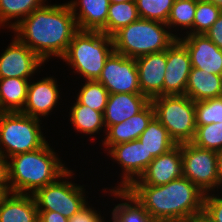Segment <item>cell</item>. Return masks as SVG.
<instances>
[{
	"instance_id": "6",
	"label": "cell",
	"mask_w": 222,
	"mask_h": 222,
	"mask_svg": "<svg viewBox=\"0 0 222 222\" xmlns=\"http://www.w3.org/2000/svg\"><path fill=\"white\" fill-rule=\"evenodd\" d=\"M41 123L21 112H0V154L8 159L43 147L48 141Z\"/></svg>"
},
{
	"instance_id": "26",
	"label": "cell",
	"mask_w": 222,
	"mask_h": 222,
	"mask_svg": "<svg viewBox=\"0 0 222 222\" xmlns=\"http://www.w3.org/2000/svg\"><path fill=\"white\" fill-rule=\"evenodd\" d=\"M138 140L144 144L147 156L154 158L169 152L177 145L156 117L150 121Z\"/></svg>"
},
{
	"instance_id": "11",
	"label": "cell",
	"mask_w": 222,
	"mask_h": 222,
	"mask_svg": "<svg viewBox=\"0 0 222 222\" xmlns=\"http://www.w3.org/2000/svg\"><path fill=\"white\" fill-rule=\"evenodd\" d=\"M111 157L122 168L121 182L113 189L126 190L135 180L145 172L153 156H147V150L138 139L112 146L107 151Z\"/></svg>"
},
{
	"instance_id": "25",
	"label": "cell",
	"mask_w": 222,
	"mask_h": 222,
	"mask_svg": "<svg viewBox=\"0 0 222 222\" xmlns=\"http://www.w3.org/2000/svg\"><path fill=\"white\" fill-rule=\"evenodd\" d=\"M69 120L74 127V130L81 134L91 136L100 134V130L106 133L104 125L103 113L97 110H93L88 106L82 105L77 101L74 102L73 106L69 107ZM103 128V129H102Z\"/></svg>"
},
{
	"instance_id": "8",
	"label": "cell",
	"mask_w": 222,
	"mask_h": 222,
	"mask_svg": "<svg viewBox=\"0 0 222 222\" xmlns=\"http://www.w3.org/2000/svg\"><path fill=\"white\" fill-rule=\"evenodd\" d=\"M73 176L74 171L68 169L55 182L38 189L32 195L38 211L58 212L67 219L79 211L88 200L85 196V185L69 181Z\"/></svg>"
},
{
	"instance_id": "42",
	"label": "cell",
	"mask_w": 222,
	"mask_h": 222,
	"mask_svg": "<svg viewBox=\"0 0 222 222\" xmlns=\"http://www.w3.org/2000/svg\"><path fill=\"white\" fill-rule=\"evenodd\" d=\"M212 2L213 4L217 5L219 8L222 9V0H206Z\"/></svg>"
},
{
	"instance_id": "32",
	"label": "cell",
	"mask_w": 222,
	"mask_h": 222,
	"mask_svg": "<svg viewBox=\"0 0 222 222\" xmlns=\"http://www.w3.org/2000/svg\"><path fill=\"white\" fill-rule=\"evenodd\" d=\"M140 18L166 23L174 0H135Z\"/></svg>"
},
{
	"instance_id": "41",
	"label": "cell",
	"mask_w": 222,
	"mask_h": 222,
	"mask_svg": "<svg viewBox=\"0 0 222 222\" xmlns=\"http://www.w3.org/2000/svg\"><path fill=\"white\" fill-rule=\"evenodd\" d=\"M193 222H211L209 221L203 214L197 216L194 220H192Z\"/></svg>"
},
{
	"instance_id": "36",
	"label": "cell",
	"mask_w": 222,
	"mask_h": 222,
	"mask_svg": "<svg viewBox=\"0 0 222 222\" xmlns=\"http://www.w3.org/2000/svg\"><path fill=\"white\" fill-rule=\"evenodd\" d=\"M68 222H105L104 216H101L100 211L97 212L94 207L89 206L88 201L77 211ZM108 222V221H107Z\"/></svg>"
},
{
	"instance_id": "7",
	"label": "cell",
	"mask_w": 222,
	"mask_h": 222,
	"mask_svg": "<svg viewBox=\"0 0 222 222\" xmlns=\"http://www.w3.org/2000/svg\"><path fill=\"white\" fill-rule=\"evenodd\" d=\"M155 117L179 145L193 141L196 133L195 101L187 95H162L151 100Z\"/></svg>"
},
{
	"instance_id": "14",
	"label": "cell",
	"mask_w": 222,
	"mask_h": 222,
	"mask_svg": "<svg viewBox=\"0 0 222 222\" xmlns=\"http://www.w3.org/2000/svg\"><path fill=\"white\" fill-rule=\"evenodd\" d=\"M58 86L54 76H46L37 82L30 80L26 102L21 113L38 119L47 118L61 98L59 94L62 92Z\"/></svg>"
},
{
	"instance_id": "35",
	"label": "cell",
	"mask_w": 222,
	"mask_h": 222,
	"mask_svg": "<svg viewBox=\"0 0 222 222\" xmlns=\"http://www.w3.org/2000/svg\"><path fill=\"white\" fill-rule=\"evenodd\" d=\"M220 194L222 195V190L219 195L211 192L205 194L204 197L203 215L211 222H222V196Z\"/></svg>"
},
{
	"instance_id": "24",
	"label": "cell",
	"mask_w": 222,
	"mask_h": 222,
	"mask_svg": "<svg viewBox=\"0 0 222 222\" xmlns=\"http://www.w3.org/2000/svg\"><path fill=\"white\" fill-rule=\"evenodd\" d=\"M109 194L116 199H121L122 203H118L111 210L110 222H151L148 213L127 191L121 189H109Z\"/></svg>"
},
{
	"instance_id": "31",
	"label": "cell",
	"mask_w": 222,
	"mask_h": 222,
	"mask_svg": "<svg viewBox=\"0 0 222 222\" xmlns=\"http://www.w3.org/2000/svg\"><path fill=\"white\" fill-rule=\"evenodd\" d=\"M195 146L203 149L222 150V122L211 123L204 126H196V133L193 141Z\"/></svg>"
},
{
	"instance_id": "38",
	"label": "cell",
	"mask_w": 222,
	"mask_h": 222,
	"mask_svg": "<svg viewBox=\"0 0 222 222\" xmlns=\"http://www.w3.org/2000/svg\"><path fill=\"white\" fill-rule=\"evenodd\" d=\"M204 35L222 50V13Z\"/></svg>"
},
{
	"instance_id": "20",
	"label": "cell",
	"mask_w": 222,
	"mask_h": 222,
	"mask_svg": "<svg viewBox=\"0 0 222 222\" xmlns=\"http://www.w3.org/2000/svg\"><path fill=\"white\" fill-rule=\"evenodd\" d=\"M68 5L75 17L78 30L100 31L105 34L109 0H71L68 1Z\"/></svg>"
},
{
	"instance_id": "4",
	"label": "cell",
	"mask_w": 222,
	"mask_h": 222,
	"mask_svg": "<svg viewBox=\"0 0 222 222\" xmlns=\"http://www.w3.org/2000/svg\"><path fill=\"white\" fill-rule=\"evenodd\" d=\"M179 35L171 33L166 23L139 18L117 31L112 40L115 52L136 59L166 50Z\"/></svg>"
},
{
	"instance_id": "33",
	"label": "cell",
	"mask_w": 222,
	"mask_h": 222,
	"mask_svg": "<svg viewBox=\"0 0 222 222\" xmlns=\"http://www.w3.org/2000/svg\"><path fill=\"white\" fill-rule=\"evenodd\" d=\"M222 13V9L212 2L197 0L195 18L193 21V34H205Z\"/></svg>"
},
{
	"instance_id": "13",
	"label": "cell",
	"mask_w": 222,
	"mask_h": 222,
	"mask_svg": "<svg viewBox=\"0 0 222 222\" xmlns=\"http://www.w3.org/2000/svg\"><path fill=\"white\" fill-rule=\"evenodd\" d=\"M191 68L187 48L176 39L166 49V72L163 82V95H185Z\"/></svg>"
},
{
	"instance_id": "16",
	"label": "cell",
	"mask_w": 222,
	"mask_h": 222,
	"mask_svg": "<svg viewBox=\"0 0 222 222\" xmlns=\"http://www.w3.org/2000/svg\"><path fill=\"white\" fill-rule=\"evenodd\" d=\"M182 176L181 144H179L169 152L155 157L140 178L131 185L160 186Z\"/></svg>"
},
{
	"instance_id": "10",
	"label": "cell",
	"mask_w": 222,
	"mask_h": 222,
	"mask_svg": "<svg viewBox=\"0 0 222 222\" xmlns=\"http://www.w3.org/2000/svg\"><path fill=\"white\" fill-rule=\"evenodd\" d=\"M109 92L141 93L135 58H129L113 51L106 59L97 79Z\"/></svg>"
},
{
	"instance_id": "5",
	"label": "cell",
	"mask_w": 222,
	"mask_h": 222,
	"mask_svg": "<svg viewBox=\"0 0 222 222\" xmlns=\"http://www.w3.org/2000/svg\"><path fill=\"white\" fill-rule=\"evenodd\" d=\"M113 51L111 36L100 31L78 30L61 59L84 80H97Z\"/></svg>"
},
{
	"instance_id": "17",
	"label": "cell",
	"mask_w": 222,
	"mask_h": 222,
	"mask_svg": "<svg viewBox=\"0 0 222 222\" xmlns=\"http://www.w3.org/2000/svg\"><path fill=\"white\" fill-rule=\"evenodd\" d=\"M135 61L141 94L150 101L162 96L166 72V50L138 57Z\"/></svg>"
},
{
	"instance_id": "27",
	"label": "cell",
	"mask_w": 222,
	"mask_h": 222,
	"mask_svg": "<svg viewBox=\"0 0 222 222\" xmlns=\"http://www.w3.org/2000/svg\"><path fill=\"white\" fill-rule=\"evenodd\" d=\"M45 2L47 0H0V27L11 30Z\"/></svg>"
},
{
	"instance_id": "9",
	"label": "cell",
	"mask_w": 222,
	"mask_h": 222,
	"mask_svg": "<svg viewBox=\"0 0 222 222\" xmlns=\"http://www.w3.org/2000/svg\"><path fill=\"white\" fill-rule=\"evenodd\" d=\"M183 177L188 178L204 194L218 191L217 152L181 144Z\"/></svg>"
},
{
	"instance_id": "34",
	"label": "cell",
	"mask_w": 222,
	"mask_h": 222,
	"mask_svg": "<svg viewBox=\"0 0 222 222\" xmlns=\"http://www.w3.org/2000/svg\"><path fill=\"white\" fill-rule=\"evenodd\" d=\"M196 126L222 122V96L195 101Z\"/></svg>"
},
{
	"instance_id": "15",
	"label": "cell",
	"mask_w": 222,
	"mask_h": 222,
	"mask_svg": "<svg viewBox=\"0 0 222 222\" xmlns=\"http://www.w3.org/2000/svg\"><path fill=\"white\" fill-rule=\"evenodd\" d=\"M178 40L187 48L191 67L222 76V50L204 34H186Z\"/></svg>"
},
{
	"instance_id": "29",
	"label": "cell",
	"mask_w": 222,
	"mask_h": 222,
	"mask_svg": "<svg viewBox=\"0 0 222 222\" xmlns=\"http://www.w3.org/2000/svg\"><path fill=\"white\" fill-rule=\"evenodd\" d=\"M197 0H174L173 6L166 22L170 32H176L179 27L181 30H186L187 34H193V21L195 18V10ZM174 30H172V29Z\"/></svg>"
},
{
	"instance_id": "40",
	"label": "cell",
	"mask_w": 222,
	"mask_h": 222,
	"mask_svg": "<svg viewBox=\"0 0 222 222\" xmlns=\"http://www.w3.org/2000/svg\"><path fill=\"white\" fill-rule=\"evenodd\" d=\"M218 189L222 187V150L217 152Z\"/></svg>"
},
{
	"instance_id": "19",
	"label": "cell",
	"mask_w": 222,
	"mask_h": 222,
	"mask_svg": "<svg viewBox=\"0 0 222 222\" xmlns=\"http://www.w3.org/2000/svg\"><path fill=\"white\" fill-rule=\"evenodd\" d=\"M151 101L141 93L109 94L103 113L106 130L141 112Z\"/></svg>"
},
{
	"instance_id": "39",
	"label": "cell",
	"mask_w": 222,
	"mask_h": 222,
	"mask_svg": "<svg viewBox=\"0 0 222 222\" xmlns=\"http://www.w3.org/2000/svg\"><path fill=\"white\" fill-rule=\"evenodd\" d=\"M39 222H68V219L58 212L38 211Z\"/></svg>"
},
{
	"instance_id": "43",
	"label": "cell",
	"mask_w": 222,
	"mask_h": 222,
	"mask_svg": "<svg viewBox=\"0 0 222 222\" xmlns=\"http://www.w3.org/2000/svg\"><path fill=\"white\" fill-rule=\"evenodd\" d=\"M110 3H119V2H126V1H135V0H109Z\"/></svg>"
},
{
	"instance_id": "12",
	"label": "cell",
	"mask_w": 222,
	"mask_h": 222,
	"mask_svg": "<svg viewBox=\"0 0 222 222\" xmlns=\"http://www.w3.org/2000/svg\"><path fill=\"white\" fill-rule=\"evenodd\" d=\"M11 41L0 55V78L32 80L45 62L15 36Z\"/></svg>"
},
{
	"instance_id": "28",
	"label": "cell",
	"mask_w": 222,
	"mask_h": 222,
	"mask_svg": "<svg viewBox=\"0 0 222 222\" xmlns=\"http://www.w3.org/2000/svg\"><path fill=\"white\" fill-rule=\"evenodd\" d=\"M140 18L135 1L110 3L105 34L113 36L121 28Z\"/></svg>"
},
{
	"instance_id": "22",
	"label": "cell",
	"mask_w": 222,
	"mask_h": 222,
	"mask_svg": "<svg viewBox=\"0 0 222 222\" xmlns=\"http://www.w3.org/2000/svg\"><path fill=\"white\" fill-rule=\"evenodd\" d=\"M185 95L193 101H202L222 96V76L192 67Z\"/></svg>"
},
{
	"instance_id": "30",
	"label": "cell",
	"mask_w": 222,
	"mask_h": 222,
	"mask_svg": "<svg viewBox=\"0 0 222 222\" xmlns=\"http://www.w3.org/2000/svg\"><path fill=\"white\" fill-rule=\"evenodd\" d=\"M82 84L75 100L93 110L104 113L109 92L97 80H85Z\"/></svg>"
},
{
	"instance_id": "23",
	"label": "cell",
	"mask_w": 222,
	"mask_h": 222,
	"mask_svg": "<svg viewBox=\"0 0 222 222\" xmlns=\"http://www.w3.org/2000/svg\"><path fill=\"white\" fill-rule=\"evenodd\" d=\"M30 80L0 78V112H21L24 108Z\"/></svg>"
},
{
	"instance_id": "2",
	"label": "cell",
	"mask_w": 222,
	"mask_h": 222,
	"mask_svg": "<svg viewBox=\"0 0 222 222\" xmlns=\"http://www.w3.org/2000/svg\"><path fill=\"white\" fill-rule=\"evenodd\" d=\"M126 190L153 222H187L203 214L205 194L183 176L165 185H130Z\"/></svg>"
},
{
	"instance_id": "37",
	"label": "cell",
	"mask_w": 222,
	"mask_h": 222,
	"mask_svg": "<svg viewBox=\"0 0 222 222\" xmlns=\"http://www.w3.org/2000/svg\"><path fill=\"white\" fill-rule=\"evenodd\" d=\"M9 160L0 154V191L6 195L11 193L9 185Z\"/></svg>"
},
{
	"instance_id": "3",
	"label": "cell",
	"mask_w": 222,
	"mask_h": 222,
	"mask_svg": "<svg viewBox=\"0 0 222 222\" xmlns=\"http://www.w3.org/2000/svg\"><path fill=\"white\" fill-rule=\"evenodd\" d=\"M11 193L33 195L55 182L69 168L48 142L38 150L8 158Z\"/></svg>"
},
{
	"instance_id": "18",
	"label": "cell",
	"mask_w": 222,
	"mask_h": 222,
	"mask_svg": "<svg viewBox=\"0 0 222 222\" xmlns=\"http://www.w3.org/2000/svg\"><path fill=\"white\" fill-rule=\"evenodd\" d=\"M154 117L155 109L153 104L150 102L138 114L124 122L111 125L106 130L105 139L101 140L103 148H105V151L107 152L112 146L137 140Z\"/></svg>"
},
{
	"instance_id": "1",
	"label": "cell",
	"mask_w": 222,
	"mask_h": 222,
	"mask_svg": "<svg viewBox=\"0 0 222 222\" xmlns=\"http://www.w3.org/2000/svg\"><path fill=\"white\" fill-rule=\"evenodd\" d=\"M14 36L34 51L44 62L61 59L78 31L68 3H44L11 29Z\"/></svg>"
},
{
	"instance_id": "21",
	"label": "cell",
	"mask_w": 222,
	"mask_h": 222,
	"mask_svg": "<svg viewBox=\"0 0 222 222\" xmlns=\"http://www.w3.org/2000/svg\"><path fill=\"white\" fill-rule=\"evenodd\" d=\"M39 213L32 195L10 193L0 200V222H38Z\"/></svg>"
},
{
	"instance_id": "44",
	"label": "cell",
	"mask_w": 222,
	"mask_h": 222,
	"mask_svg": "<svg viewBox=\"0 0 222 222\" xmlns=\"http://www.w3.org/2000/svg\"><path fill=\"white\" fill-rule=\"evenodd\" d=\"M4 196V194L0 191V200Z\"/></svg>"
}]
</instances>
